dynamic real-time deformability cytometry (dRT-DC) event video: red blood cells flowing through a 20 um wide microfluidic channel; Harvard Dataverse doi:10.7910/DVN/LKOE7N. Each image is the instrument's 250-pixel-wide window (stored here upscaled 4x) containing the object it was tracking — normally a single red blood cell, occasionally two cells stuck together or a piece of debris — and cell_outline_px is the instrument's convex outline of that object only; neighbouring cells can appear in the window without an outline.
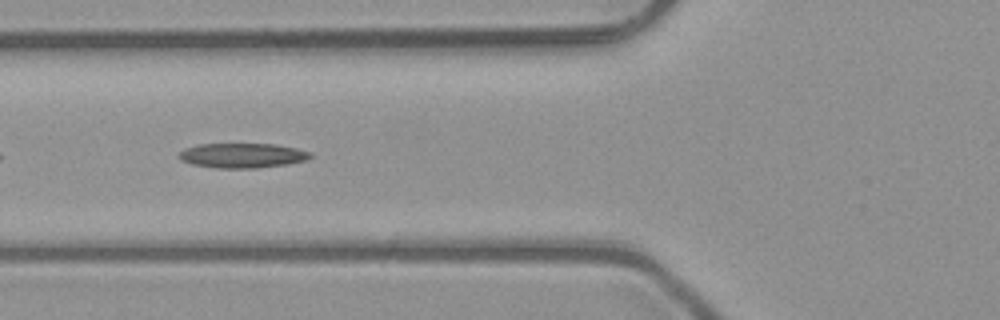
{"species": "common noctule bat (a hibernating species)", "species_latin": "Nyctalus noctula", "temperature_condition": "room temperature", "stored_images_in_passage": 7, "camera_frame_rate_fps": 3000, "um_per_image_px": 0.085, "animal": {"sex": "male", "body_mass_g": 23.1, "forearm_length_mm": 52.7}, "frame": {"image": 1, "passage_image": 5, "time_ms": 1.333, "image_size_px": [1000, 320], "cell_outline_px": [[312, 156], [308, 160], [288, 164], [256, 168], [216, 168], [192, 164], [180, 160], [180, 152], [184, 148], [196, 144], [276, 144], [296, 148], [312, 152]], "centroid_in_image_um": [20.63, 13.21], "position_along_channel_um": 105.2, "area_um2": 19.07}}
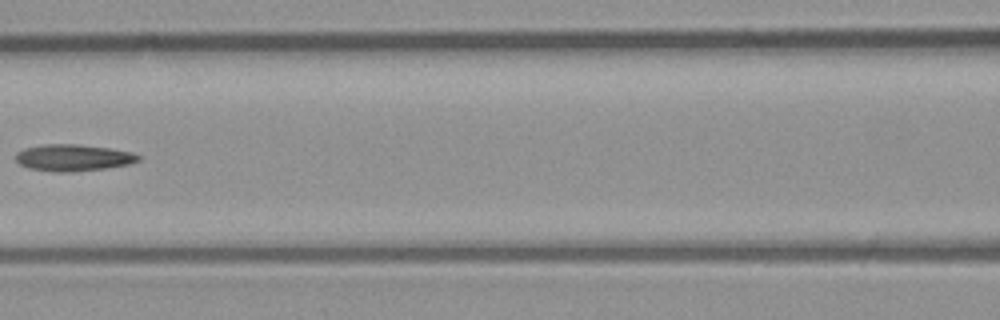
{"frame": {"image": 2, "passage_image": 6, "time_ms": 1.667, "image_size_px": [1000, 320], "cell_outline_px": [[140, 160], [128, 164], [104, 168], [72, 172], [56, 172], [28, 168], [20, 164], [16, 160], [16, 152], [24, 148], [44, 144], [76, 144], [112, 148], [132, 152], [140, 156]], "centroid_in_image_um": [6.21, 13.4], "position_along_channel_um": 160.4, "area_um2": 19.07}}
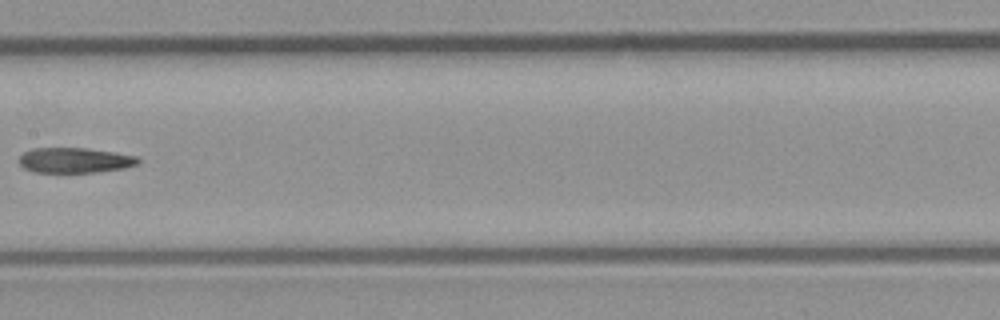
{"frame": {"image": 3, "passage_image": 7, "time_ms": 2.0, "image_size_px": [1000, 320], "cell_outline_px": [[140, 160], [136, 164], [124, 168], [96, 172], [36, 172], [24, 168], [16, 160], [24, 152], [32, 148], [84, 148], [112, 152], [136, 156]], "centroid_in_image_um": [6.3, 13.62], "position_along_channel_um": 201.1, "area_um2": 17.34}}